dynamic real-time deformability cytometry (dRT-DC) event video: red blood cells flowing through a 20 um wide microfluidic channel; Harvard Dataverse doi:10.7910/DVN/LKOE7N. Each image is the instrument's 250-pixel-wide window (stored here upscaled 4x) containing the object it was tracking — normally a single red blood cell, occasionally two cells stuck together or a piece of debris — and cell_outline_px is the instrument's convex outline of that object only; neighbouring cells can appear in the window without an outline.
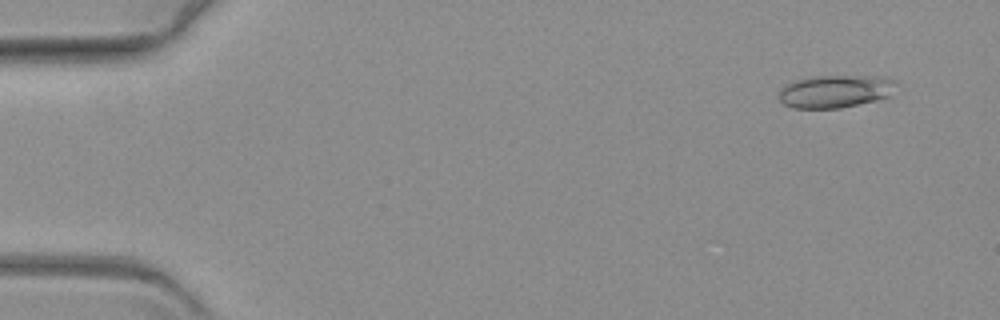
{"species": "common noctule bat (a hibernating species)", "species_latin": "Nyctalus noctula", "temperature_condition": "warm", "stored_images_in_passage": 58, "camera_frame_rate_fps": 3000, "um_per_image_px": 0.085, "animal": {"sex": "female", "body_mass_g": 19.3, "forearm_length_mm": 54.1}, "frame": {"image": 1, "passage_image": 1, "time_ms": 0.0, "image_size_px": [1000, 320], "cell_outline_px": [[896, 80], [892, 96], [876, 100], [840, 108], [792, 108], [784, 104], [780, 100], [780, 88], [792, 80], [812, 76], [884, 76]], "centroid_in_image_um": [71.01, 7.75], "position_along_channel_um": 14.0, "area_um2": 22.6}}
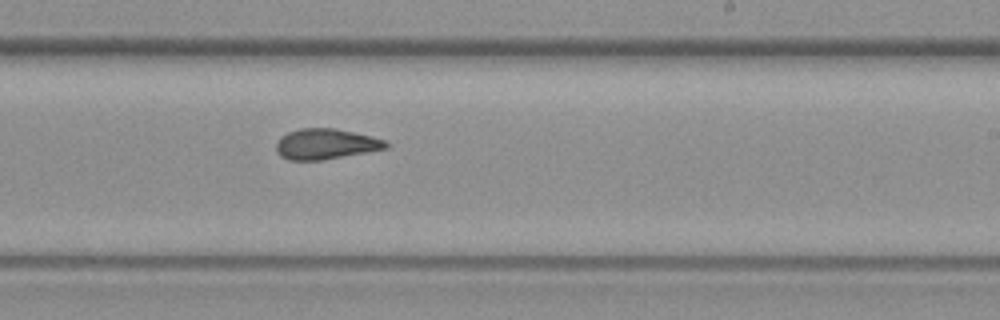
{"frame": {"image": 2, "passage_image": 34, "time_ms": 11.0, "image_size_px": [1000, 320], "cell_outline_px": [[388, 148], [320, 160], [288, 160], [280, 156], [276, 152], [276, 144], [280, 136], [288, 132], [300, 128], [336, 128], [384, 140], [388, 144]], "centroid_in_image_um": [27.61, 12.24], "position_along_channel_um": 261.4, "area_um2": 19.31}}
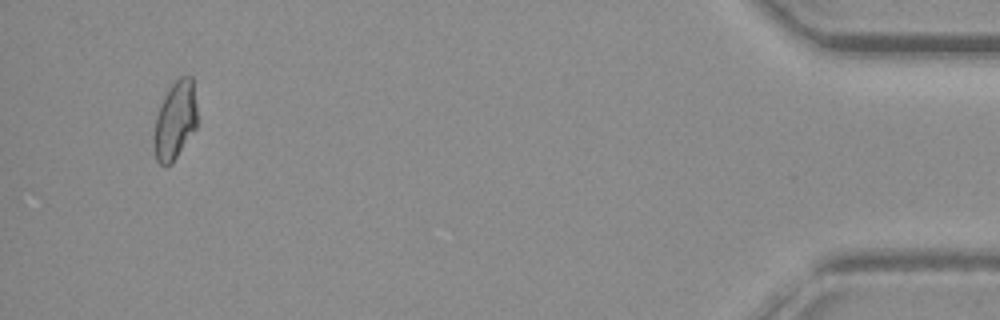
{"frame": {"image": 3, "passage_image": 55, "time_ms": 18.0, "image_size_px": [1000, 320], "cell_outline_px": [[196, 128], [172, 164], [164, 168], [156, 160], [152, 140], [152, 136], [156, 116], [160, 104], [168, 88], [180, 76], [192, 76], [196, 104]], "centroid_in_image_um": [14.85, 10.28], "position_along_channel_um": 420.4, "area_um2": 20.06}}